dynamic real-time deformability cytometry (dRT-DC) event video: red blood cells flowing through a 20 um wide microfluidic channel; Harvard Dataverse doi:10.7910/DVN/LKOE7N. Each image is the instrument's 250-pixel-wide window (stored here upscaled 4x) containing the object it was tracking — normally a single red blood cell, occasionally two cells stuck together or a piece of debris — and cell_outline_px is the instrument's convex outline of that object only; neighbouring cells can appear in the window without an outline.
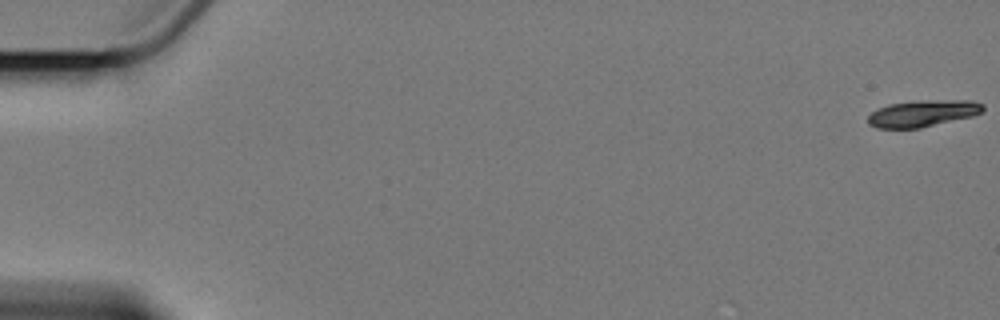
{"species": "Egyptian fruit bat (a non-hibernating species)", "species_latin": "Rousettus aegyptiacus", "temperature_condition": "cold", "stored_images_in_passage": 7, "camera_frame_rate_fps": 3000, "um_per_image_px": 0.085, "animal": {"sex": "female"}, "frame": {"image": 1, "passage_image": 1, "time_ms": 0.0, "image_size_px": [1000, 320], "cell_outline_px": [[984, 108], [980, 112], [972, 116], [920, 128], [876, 128], [868, 124], [868, 116], [872, 112], [888, 104], [928, 100], [972, 100], [984, 104]], "centroid_in_image_um": [78.44, 9.64], "position_along_channel_um": 6.6, "area_um2": 17.69}}